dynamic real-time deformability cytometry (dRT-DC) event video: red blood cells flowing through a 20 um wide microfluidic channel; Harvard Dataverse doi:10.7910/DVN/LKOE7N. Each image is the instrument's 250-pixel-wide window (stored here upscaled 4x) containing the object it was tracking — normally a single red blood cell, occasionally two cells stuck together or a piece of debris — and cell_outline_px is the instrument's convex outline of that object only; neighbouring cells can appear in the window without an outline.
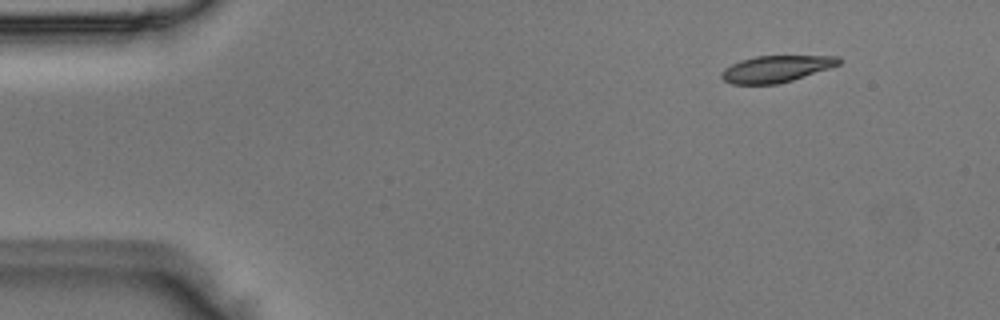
{"species": "Egyptian fruit bat (a non-hibernating species)", "species_latin": "Rousettus aegyptiacus", "temperature_condition": "room temperature", "stored_images_in_passage": 46, "camera_frame_rate_fps": 3000, "um_per_image_px": 0.085, "animal": {"sex": "male"}, "frame": {"image": 1, "passage_image": 2, "time_ms": 0.333, "image_size_px": [1000, 320], "cell_outline_px": [[840, 64], [792, 80], [776, 84], [732, 84], [724, 80], [720, 76], [720, 72], [724, 68], [740, 60], [756, 56], [840, 56]], "centroid_in_image_um": [65.92, 5.85], "position_along_channel_um": 19.1, "area_um2": 18.03}}
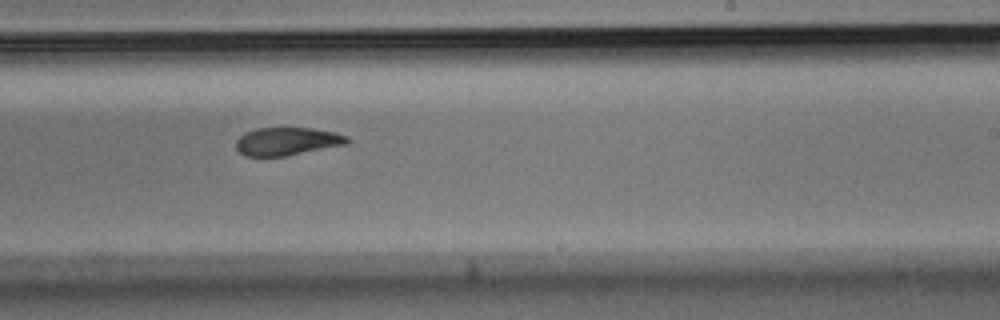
{"frame": {"image": 2, "passage_image": 27, "time_ms": 8.667, "image_size_px": [1000, 320], "cell_outline_px": [[352, 140], [348, 144], [284, 156], [244, 156], [236, 148], [236, 140], [244, 132], [256, 128], [312, 128], [336, 132], [348, 136]], "centroid_in_image_um": [24.43, 12.01], "position_along_channel_um": 264.6, "area_um2": 18.26}}
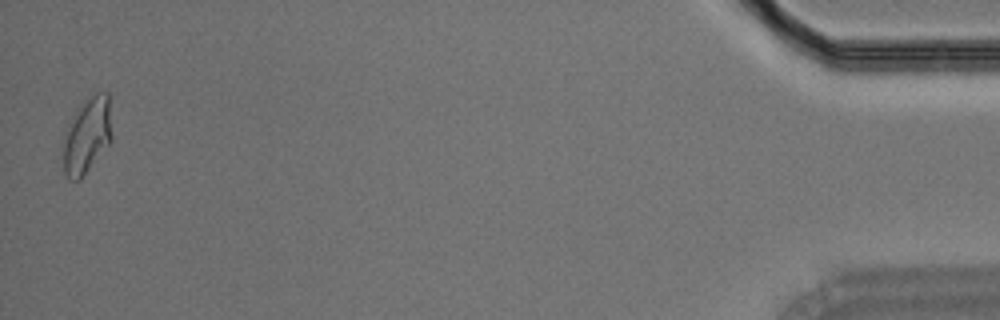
{"frame": {"image": 3, "passage_image": 46, "time_ms": 15.0, "image_size_px": [1000, 320], "cell_outline_px": [[112, 140], [80, 180], [68, 180], [64, 172], [64, 132], [72, 116], [96, 92], [108, 92], [112, 136]], "centroid_in_image_um": [7.4, 11.55], "position_along_channel_um": 427.8, "area_um2": 21.21}}